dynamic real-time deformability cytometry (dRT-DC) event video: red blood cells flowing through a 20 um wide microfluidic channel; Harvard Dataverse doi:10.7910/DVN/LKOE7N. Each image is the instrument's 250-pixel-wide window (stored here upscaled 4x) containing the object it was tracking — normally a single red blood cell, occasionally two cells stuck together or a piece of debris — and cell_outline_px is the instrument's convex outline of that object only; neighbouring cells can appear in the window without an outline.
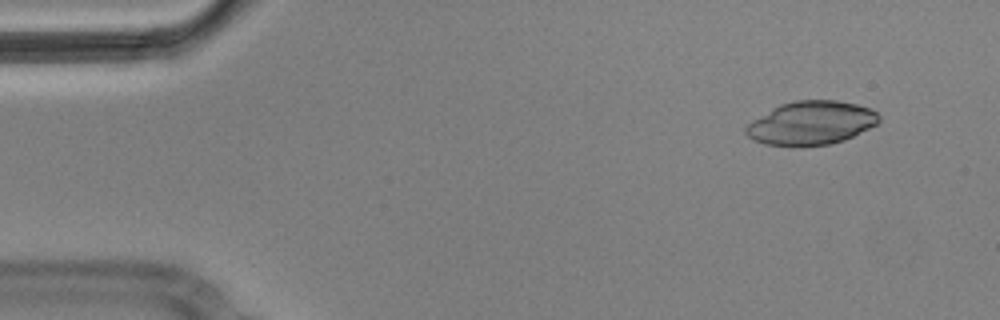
{"species": "Egyptian fruit bat (a non-hibernating species)", "species_latin": "Rousettus aegyptiacus", "temperature_condition": "cold", "stored_images_in_passage": 4, "camera_frame_rate_fps": 3000, "um_per_image_px": 0.085, "animal": {"sex": "male"}, "frame": {"image": 1, "passage_image": 1, "time_ms": 0.0, "image_size_px": [1000, 320], "cell_outline_px": [[880, 120], [876, 124], [844, 140], [832, 144], [800, 148], [764, 144], [752, 140], [744, 132], [744, 128], [752, 120], [780, 104], [796, 100], [836, 100], [856, 104], [868, 108], [876, 112], [880, 116]], "centroid_in_image_um": [68.9, 10.48], "position_along_channel_um": 16.1, "area_um2": 34.16}}